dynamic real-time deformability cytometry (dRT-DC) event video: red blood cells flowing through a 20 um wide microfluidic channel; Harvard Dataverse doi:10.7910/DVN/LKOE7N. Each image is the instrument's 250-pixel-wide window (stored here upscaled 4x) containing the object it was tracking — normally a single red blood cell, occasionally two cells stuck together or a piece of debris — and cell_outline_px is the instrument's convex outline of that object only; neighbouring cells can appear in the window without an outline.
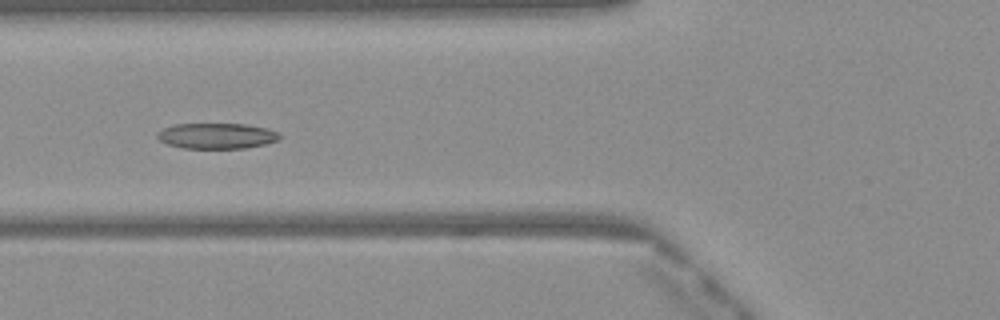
{"species": "Egyptian fruit bat (a non-hibernating species)", "species_latin": "Rousettus aegyptiacus", "temperature_condition": "warm", "stored_images_in_passage": 51, "camera_frame_rate_fps": 3000, "um_per_image_px": 0.085, "frame": {"image": 1, "passage_image": 20, "time_ms": 6.333, "image_size_px": [1000, 320], "cell_outline_px": [[280, 140], [264, 144], [244, 148], [184, 148], [168, 144], [160, 140], [156, 136], [164, 128], [172, 124], [244, 124], [268, 128], [280, 132]], "centroid_in_image_um": [18.47, 11.54], "position_along_channel_um": 107.3, "area_um2": 18.21}}
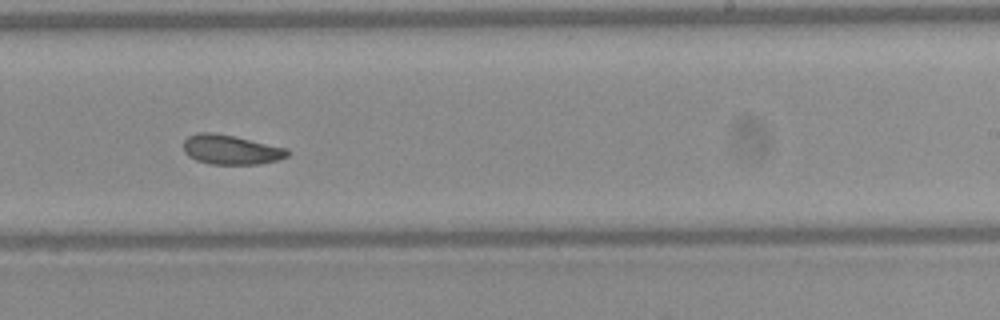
{"frame": {"image": 2, "passage_image": 32, "time_ms": 10.333, "image_size_px": [1000, 320], "cell_outline_px": [[288, 156], [276, 160], [260, 164], [208, 164], [196, 160], [188, 156], [184, 152], [184, 140], [188, 136], [196, 132], [212, 132], [232, 136], [288, 148]], "centroid_in_image_um": [19.59, 12.72], "position_along_channel_um": 269.4, "area_um2": 17.86}}
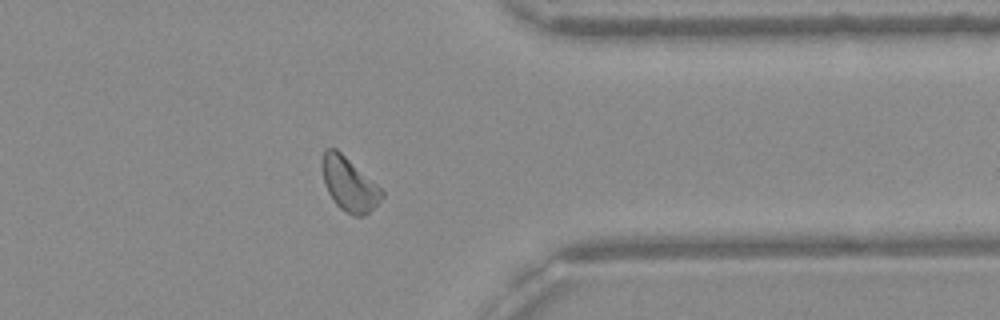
{"frame": {"image": 3, "passage_image": 41, "time_ms": 13.333, "image_size_px": [1000, 320], "cell_outline_px": [[384, 196], [368, 212], [360, 216], [352, 216], [340, 208], [336, 204], [328, 192], [324, 184], [320, 164], [324, 148], [336, 148], [376, 184], [384, 192]], "centroid_in_image_um": [29.62, 15.63], "position_along_channel_um": 381.8, "area_um2": 18.5}, "authors_computed_cell_mechanics": {"area_um2": 18.7272, "velocity_mm_per_s": 4.0482, "shape_relaxation_time_tau1_ms": null, "shape_relaxation_time_tau2_ms": 3.0726, "deformation_change_tau1": null, "deformation_change_tau2": 0.0884}}